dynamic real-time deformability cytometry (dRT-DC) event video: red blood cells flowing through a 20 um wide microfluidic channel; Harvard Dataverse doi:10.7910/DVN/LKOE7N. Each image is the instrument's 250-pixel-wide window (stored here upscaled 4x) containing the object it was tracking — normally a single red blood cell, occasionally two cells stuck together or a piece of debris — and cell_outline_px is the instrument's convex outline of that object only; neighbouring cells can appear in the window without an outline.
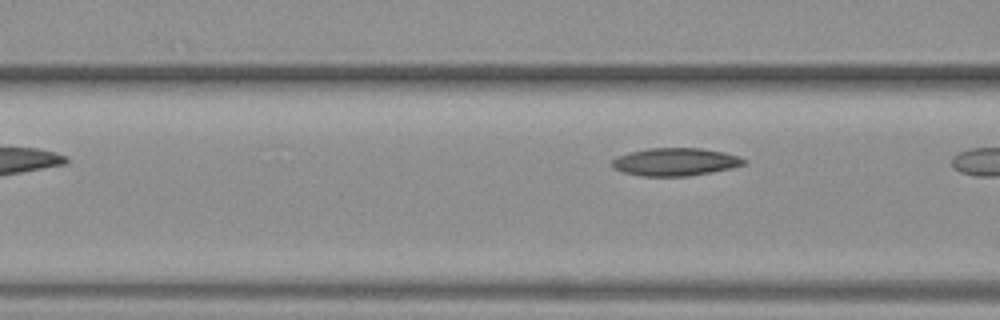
{"species": "common noctule bat (a hibernating species)", "species_latin": "Nyctalus noctula", "temperature_condition": "warm", "stored_images_in_passage": 4, "camera_frame_rate_fps": 3000, "um_per_image_px": 0.085, "animal": {"sex": "female", "body_mass_g": 19.3, "forearm_length_mm": 54.1}, "frame": {"image": 1, "passage_image": 4, "time_ms": 1.0, "image_size_px": [1000, 320], "cell_outline_px": [[748, 160], [744, 164], [732, 168], [712, 172], [688, 176], [640, 176], [624, 172], [612, 168], [612, 160], [616, 156], [628, 152], [648, 148], [700, 148], [724, 152], [740, 156]], "centroid_in_image_um": [57.4, 13.75], "position_along_channel_um": 109.2, "area_um2": 21.56}}